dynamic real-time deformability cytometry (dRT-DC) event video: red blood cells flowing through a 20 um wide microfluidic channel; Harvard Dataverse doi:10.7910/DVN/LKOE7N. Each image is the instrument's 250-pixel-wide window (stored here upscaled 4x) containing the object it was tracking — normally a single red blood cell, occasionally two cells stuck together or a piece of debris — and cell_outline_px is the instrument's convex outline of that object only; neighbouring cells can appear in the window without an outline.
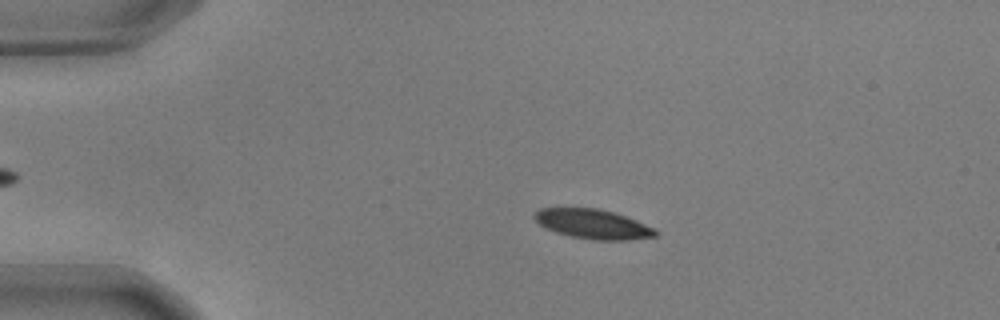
{"species": "common noctule bat (a hibernating species)", "species_latin": "Nyctalus noctula", "temperature_condition": "warm", "stored_images_in_passage": 46, "camera_frame_rate_fps": 3000, "um_per_image_px": 0.085, "animal": {"sex": "male", "body_mass_g": 17.9, "forearm_length_mm": 54.2}, "frame": {"image": 1, "passage_image": 9, "time_ms": 2.667, "image_size_px": [1000, 320], "cell_outline_px": [[660, 232], [656, 236], [628, 240], [592, 240], [572, 236], [556, 232], [544, 228], [532, 216], [540, 208], [600, 208], [636, 220], [656, 228]], "centroid_in_image_um": [50.42, 19.05], "position_along_channel_um": 34.6, "area_um2": 20.87}}
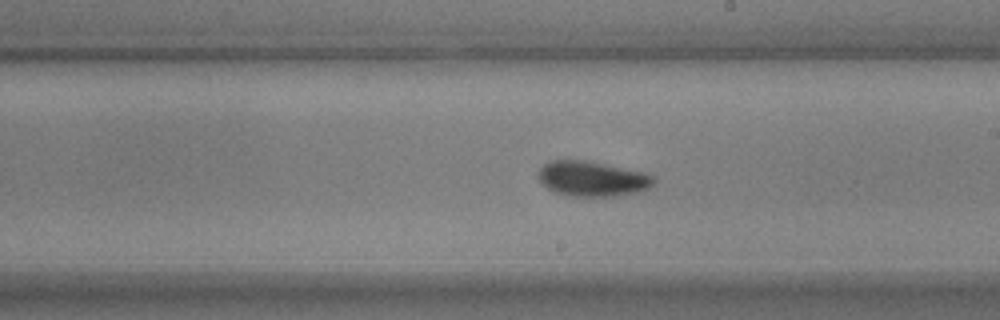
{"frame": {"image": 2, "passage_image": 30, "time_ms": 9.667, "image_size_px": [1000, 320], "cell_outline_px": [[656, 184], [640, 192], [616, 196], [568, 196], [556, 192], [548, 188], [536, 176], [540, 168], [544, 164], [552, 160], [584, 160], [644, 172], [652, 176], [656, 180]], "centroid_in_image_um": [50.36, 15.2], "position_along_channel_um": 238.6, "area_um2": 23.64}}
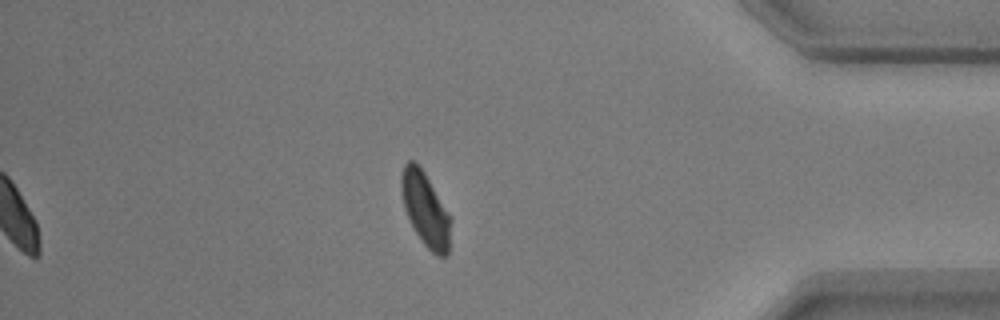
{"frame": {"image": 3, "passage_image": 46, "time_ms": 15.0, "image_size_px": [1000, 320], "cell_outline_px": [[452, 220], [448, 256], [440, 256], [432, 252], [424, 244], [416, 232], [404, 208], [400, 192], [400, 176], [404, 164], [408, 160], [412, 160], [424, 172], [452, 216]], "centroid_in_image_um": [36.18, 17.79], "position_along_channel_um": 399.0, "area_um2": 21.44}, "authors_computed_cell_mechanics": {"area_um2": 22.4264, "velocity_mm_per_s": 3.5823, "shape_relaxation_time_tau1_ms": 2.9982, "shape_relaxation_time_tau2_ms": 2.0235, "deformation_change_tau1": 0.1011, "deformation_change_tau2": 0.0639}}